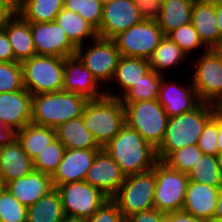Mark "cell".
<instances>
[{
    "instance_id": "cell-1",
    "label": "cell",
    "mask_w": 222,
    "mask_h": 222,
    "mask_svg": "<svg viewBox=\"0 0 222 222\" xmlns=\"http://www.w3.org/2000/svg\"><path fill=\"white\" fill-rule=\"evenodd\" d=\"M103 148L125 176L152 170L158 162L156 149L127 124Z\"/></svg>"
},
{
    "instance_id": "cell-2",
    "label": "cell",
    "mask_w": 222,
    "mask_h": 222,
    "mask_svg": "<svg viewBox=\"0 0 222 222\" xmlns=\"http://www.w3.org/2000/svg\"><path fill=\"white\" fill-rule=\"evenodd\" d=\"M214 114V104L201 102L190 112L168 118L163 142L156 149L158 161L180 148L197 144L206 122Z\"/></svg>"
},
{
    "instance_id": "cell-3",
    "label": "cell",
    "mask_w": 222,
    "mask_h": 222,
    "mask_svg": "<svg viewBox=\"0 0 222 222\" xmlns=\"http://www.w3.org/2000/svg\"><path fill=\"white\" fill-rule=\"evenodd\" d=\"M87 101L82 95L64 90L33 95L31 123L55 129L82 116Z\"/></svg>"
},
{
    "instance_id": "cell-4",
    "label": "cell",
    "mask_w": 222,
    "mask_h": 222,
    "mask_svg": "<svg viewBox=\"0 0 222 222\" xmlns=\"http://www.w3.org/2000/svg\"><path fill=\"white\" fill-rule=\"evenodd\" d=\"M84 127L103 148L126 124L125 109L118 98L105 95L88 100L82 113Z\"/></svg>"
},
{
    "instance_id": "cell-5",
    "label": "cell",
    "mask_w": 222,
    "mask_h": 222,
    "mask_svg": "<svg viewBox=\"0 0 222 222\" xmlns=\"http://www.w3.org/2000/svg\"><path fill=\"white\" fill-rule=\"evenodd\" d=\"M126 124L157 149L163 142L168 116L158 99L122 102Z\"/></svg>"
},
{
    "instance_id": "cell-6",
    "label": "cell",
    "mask_w": 222,
    "mask_h": 222,
    "mask_svg": "<svg viewBox=\"0 0 222 222\" xmlns=\"http://www.w3.org/2000/svg\"><path fill=\"white\" fill-rule=\"evenodd\" d=\"M21 65L24 88L32 95L63 90L65 58L34 55Z\"/></svg>"
},
{
    "instance_id": "cell-7",
    "label": "cell",
    "mask_w": 222,
    "mask_h": 222,
    "mask_svg": "<svg viewBox=\"0 0 222 222\" xmlns=\"http://www.w3.org/2000/svg\"><path fill=\"white\" fill-rule=\"evenodd\" d=\"M156 186L155 171L125 176L117 194L112 198L124 216L154 208V192Z\"/></svg>"
},
{
    "instance_id": "cell-8",
    "label": "cell",
    "mask_w": 222,
    "mask_h": 222,
    "mask_svg": "<svg viewBox=\"0 0 222 222\" xmlns=\"http://www.w3.org/2000/svg\"><path fill=\"white\" fill-rule=\"evenodd\" d=\"M163 37L164 34L155 18L148 15L140 23L121 32L112 40L115 42L120 56L148 60Z\"/></svg>"
},
{
    "instance_id": "cell-9",
    "label": "cell",
    "mask_w": 222,
    "mask_h": 222,
    "mask_svg": "<svg viewBox=\"0 0 222 222\" xmlns=\"http://www.w3.org/2000/svg\"><path fill=\"white\" fill-rule=\"evenodd\" d=\"M153 170L156 176L154 208L165 214L182 210L189 182L187 173L174 170L162 161H158Z\"/></svg>"
},
{
    "instance_id": "cell-10",
    "label": "cell",
    "mask_w": 222,
    "mask_h": 222,
    "mask_svg": "<svg viewBox=\"0 0 222 222\" xmlns=\"http://www.w3.org/2000/svg\"><path fill=\"white\" fill-rule=\"evenodd\" d=\"M193 61L192 85L201 102L215 104L222 97V56L206 50Z\"/></svg>"
},
{
    "instance_id": "cell-11",
    "label": "cell",
    "mask_w": 222,
    "mask_h": 222,
    "mask_svg": "<svg viewBox=\"0 0 222 222\" xmlns=\"http://www.w3.org/2000/svg\"><path fill=\"white\" fill-rule=\"evenodd\" d=\"M59 192L65 216L90 218L109 199L96 187L85 181L54 186Z\"/></svg>"
},
{
    "instance_id": "cell-12",
    "label": "cell",
    "mask_w": 222,
    "mask_h": 222,
    "mask_svg": "<svg viewBox=\"0 0 222 222\" xmlns=\"http://www.w3.org/2000/svg\"><path fill=\"white\" fill-rule=\"evenodd\" d=\"M91 43V46L87 48L85 44L77 47L76 55L99 83H108V81L111 83L118 65L120 52L112 39L97 37Z\"/></svg>"
},
{
    "instance_id": "cell-13",
    "label": "cell",
    "mask_w": 222,
    "mask_h": 222,
    "mask_svg": "<svg viewBox=\"0 0 222 222\" xmlns=\"http://www.w3.org/2000/svg\"><path fill=\"white\" fill-rule=\"evenodd\" d=\"M147 16L133 0H112L103 4V16L97 35L100 38L113 39Z\"/></svg>"
},
{
    "instance_id": "cell-14",
    "label": "cell",
    "mask_w": 222,
    "mask_h": 222,
    "mask_svg": "<svg viewBox=\"0 0 222 222\" xmlns=\"http://www.w3.org/2000/svg\"><path fill=\"white\" fill-rule=\"evenodd\" d=\"M37 55L67 58L76 55L77 47L55 21L30 23Z\"/></svg>"
},
{
    "instance_id": "cell-15",
    "label": "cell",
    "mask_w": 222,
    "mask_h": 222,
    "mask_svg": "<svg viewBox=\"0 0 222 222\" xmlns=\"http://www.w3.org/2000/svg\"><path fill=\"white\" fill-rule=\"evenodd\" d=\"M125 175L117 162L101 148L88 169L85 182L96 187L108 198H113L124 183Z\"/></svg>"
},
{
    "instance_id": "cell-16",
    "label": "cell",
    "mask_w": 222,
    "mask_h": 222,
    "mask_svg": "<svg viewBox=\"0 0 222 222\" xmlns=\"http://www.w3.org/2000/svg\"><path fill=\"white\" fill-rule=\"evenodd\" d=\"M99 84V81L85 67L77 55L65 58L64 91L74 92L86 97L88 100L99 99L106 95L105 91L101 92Z\"/></svg>"
},
{
    "instance_id": "cell-17",
    "label": "cell",
    "mask_w": 222,
    "mask_h": 222,
    "mask_svg": "<svg viewBox=\"0 0 222 222\" xmlns=\"http://www.w3.org/2000/svg\"><path fill=\"white\" fill-rule=\"evenodd\" d=\"M176 83L178 82L174 80L165 81L164 75L162 76L157 99L168 118L190 112L201 103L192 84L187 87Z\"/></svg>"
},
{
    "instance_id": "cell-18",
    "label": "cell",
    "mask_w": 222,
    "mask_h": 222,
    "mask_svg": "<svg viewBox=\"0 0 222 222\" xmlns=\"http://www.w3.org/2000/svg\"><path fill=\"white\" fill-rule=\"evenodd\" d=\"M32 97L27 89L0 93V119L15 132L31 123Z\"/></svg>"
},
{
    "instance_id": "cell-19",
    "label": "cell",
    "mask_w": 222,
    "mask_h": 222,
    "mask_svg": "<svg viewBox=\"0 0 222 222\" xmlns=\"http://www.w3.org/2000/svg\"><path fill=\"white\" fill-rule=\"evenodd\" d=\"M100 149H65L57 170L51 176L53 186L84 181Z\"/></svg>"
},
{
    "instance_id": "cell-20",
    "label": "cell",
    "mask_w": 222,
    "mask_h": 222,
    "mask_svg": "<svg viewBox=\"0 0 222 222\" xmlns=\"http://www.w3.org/2000/svg\"><path fill=\"white\" fill-rule=\"evenodd\" d=\"M221 189L189 181L182 210L203 221L212 219Z\"/></svg>"
},
{
    "instance_id": "cell-21",
    "label": "cell",
    "mask_w": 222,
    "mask_h": 222,
    "mask_svg": "<svg viewBox=\"0 0 222 222\" xmlns=\"http://www.w3.org/2000/svg\"><path fill=\"white\" fill-rule=\"evenodd\" d=\"M6 188L21 204L29 207L54 186L50 175L33 170L26 176L8 182Z\"/></svg>"
},
{
    "instance_id": "cell-22",
    "label": "cell",
    "mask_w": 222,
    "mask_h": 222,
    "mask_svg": "<svg viewBox=\"0 0 222 222\" xmlns=\"http://www.w3.org/2000/svg\"><path fill=\"white\" fill-rule=\"evenodd\" d=\"M33 170V160L23 150L16 138L9 144L0 147V176L5 184L26 176Z\"/></svg>"
},
{
    "instance_id": "cell-23",
    "label": "cell",
    "mask_w": 222,
    "mask_h": 222,
    "mask_svg": "<svg viewBox=\"0 0 222 222\" xmlns=\"http://www.w3.org/2000/svg\"><path fill=\"white\" fill-rule=\"evenodd\" d=\"M193 2L194 0H161L152 16L165 36L191 22Z\"/></svg>"
},
{
    "instance_id": "cell-24",
    "label": "cell",
    "mask_w": 222,
    "mask_h": 222,
    "mask_svg": "<svg viewBox=\"0 0 222 222\" xmlns=\"http://www.w3.org/2000/svg\"><path fill=\"white\" fill-rule=\"evenodd\" d=\"M150 70L151 67L147 59L120 56L111 82H116L122 91L119 94H115L108 89L105 90L106 95L121 99Z\"/></svg>"
},
{
    "instance_id": "cell-25",
    "label": "cell",
    "mask_w": 222,
    "mask_h": 222,
    "mask_svg": "<svg viewBox=\"0 0 222 222\" xmlns=\"http://www.w3.org/2000/svg\"><path fill=\"white\" fill-rule=\"evenodd\" d=\"M191 24L209 49L218 43L220 33L216 21L215 5L209 0H194Z\"/></svg>"
},
{
    "instance_id": "cell-26",
    "label": "cell",
    "mask_w": 222,
    "mask_h": 222,
    "mask_svg": "<svg viewBox=\"0 0 222 222\" xmlns=\"http://www.w3.org/2000/svg\"><path fill=\"white\" fill-rule=\"evenodd\" d=\"M4 31L14 52V61L22 63L36 54L30 23L19 14L14 15Z\"/></svg>"
},
{
    "instance_id": "cell-27",
    "label": "cell",
    "mask_w": 222,
    "mask_h": 222,
    "mask_svg": "<svg viewBox=\"0 0 222 222\" xmlns=\"http://www.w3.org/2000/svg\"><path fill=\"white\" fill-rule=\"evenodd\" d=\"M56 130V138L65 149H101L89 130L84 127L83 117L71 119Z\"/></svg>"
},
{
    "instance_id": "cell-28",
    "label": "cell",
    "mask_w": 222,
    "mask_h": 222,
    "mask_svg": "<svg viewBox=\"0 0 222 222\" xmlns=\"http://www.w3.org/2000/svg\"><path fill=\"white\" fill-rule=\"evenodd\" d=\"M55 22L62 27L71 42L76 46H82L86 38L95 40L97 30L79 14L62 8L55 18Z\"/></svg>"
},
{
    "instance_id": "cell-29",
    "label": "cell",
    "mask_w": 222,
    "mask_h": 222,
    "mask_svg": "<svg viewBox=\"0 0 222 222\" xmlns=\"http://www.w3.org/2000/svg\"><path fill=\"white\" fill-rule=\"evenodd\" d=\"M16 139L23 150L34 160L53 140L56 139V130L51 127L37 126L32 123L16 131Z\"/></svg>"
},
{
    "instance_id": "cell-30",
    "label": "cell",
    "mask_w": 222,
    "mask_h": 222,
    "mask_svg": "<svg viewBox=\"0 0 222 222\" xmlns=\"http://www.w3.org/2000/svg\"><path fill=\"white\" fill-rule=\"evenodd\" d=\"M65 217L56 188L28 207L27 222H62Z\"/></svg>"
},
{
    "instance_id": "cell-31",
    "label": "cell",
    "mask_w": 222,
    "mask_h": 222,
    "mask_svg": "<svg viewBox=\"0 0 222 222\" xmlns=\"http://www.w3.org/2000/svg\"><path fill=\"white\" fill-rule=\"evenodd\" d=\"M63 8V0H20L18 14L28 21L51 22Z\"/></svg>"
},
{
    "instance_id": "cell-32",
    "label": "cell",
    "mask_w": 222,
    "mask_h": 222,
    "mask_svg": "<svg viewBox=\"0 0 222 222\" xmlns=\"http://www.w3.org/2000/svg\"><path fill=\"white\" fill-rule=\"evenodd\" d=\"M186 58H188L187 54L168 36L164 35L148 61L151 70L164 75V70L177 66L183 60L185 61Z\"/></svg>"
},
{
    "instance_id": "cell-33",
    "label": "cell",
    "mask_w": 222,
    "mask_h": 222,
    "mask_svg": "<svg viewBox=\"0 0 222 222\" xmlns=\"http://www.w3.org/2000/svg\"><path fill=\"white\" fill-rule=\"evenodd\" d=\"M187 176L191 182L222 187V177L216 156L202 154L191 170L187 172Z\"/></svg>"
},
{
    "instance_id": "cell-34",
    "label": "cell",
    "mask_w": 222,
    "mask_h": 222,
    "mask_svg": "<svg viewBox=\"0 0 222 222\" xmlns=\"http://www.w3.org/2000/svg\"><path fill=\"white\" fill-rule=\"evenodd\" d=\"M162 76L158 72L150 70L120 100L122 102H138L157 99Z\"/></svg>"
},
{
    "instance_id": "cell-35",
    "label": "cell",
    "mask_w": 222,
    "mask_h": 222,
    "mask_svg": "<svg viewBox=\"0 0 222 222\" xmlns=\"http://www.w3.org/2000/svg\"><path fill=\"white\" fill-rule=\"evenodd\" d=\"M65 146L56 138L33 160L34 170L52 176L62 160Z\"/></svg>"
},
{
    "instance_id": "cell-36",
    "label": "cell",
    "mask_w": 222,
    "mask_h": 222,
    "mask_svg": "<svg viewBox=\"0 0 222 222\" xmlns=\"http://www.w3.org/2000/svg\"><path fill=\"white\" fill-rule=\"evenodd\" d=\"M202 154L198 145L194 144L171 152L162 162L174 170L187 173Z\"/></svg>"
},
{
    "instance_id": "cell-37",
    "label": "cell",
    "mask_w": 222,
    "mask_h": 222,
    "mask_svg": "<svg viewBox=\"0 0 222 222\" xmlns=\"http://www.w3.org/2000/svg\"><path fill=\"white\" fill-rule=\"evenodd\" d=\"M167 36L176 43L187 56L190 55L191 51H195L196 53L197 48L200 49L206 47L205 49L209 50V48L202 42L191 22L180 26L176 30L170 32Z\"/></svg>"
},
{
    "instance_id": "cell-38",
    "label": "cell",
    "mask_w": 222,
    "mask_h": 222,
    "mask_svg": "<svg viewBox=\"0 0 222 222\" xmlns=\"http://www.w3.org/2000/svg\"><path fill=\"white\" fill-rule=\"evenodd\" d=\"M27 210L28 207L5 188L0 195V222H27Z\"/></svg>"
},
{
    "instance_id": "cell-39",
    "label": "cell",
    "mask_w": 222,
    "mask_h": 222,
    "mask_svg": "<svg viewBox=\"0 0 222 222\" xmlns=\"http://www.w3.org/2000/svg\"><path fill=\"white\" fill-rule=\"evenodd\" d=\"M21 89H24L21 63L0 61V93Z\"/></svg>"
},
{
    "instance_id": "cell-40",
    "label": "cell",
    "mask_w": 222,
    "mask_h": 222,
    "mask_svg": "<svg viewBox=\"0 0 222 222\" xmlns=\"http://www.w3.org/2000/svg\"><path fill=\"white\" fill-rule=\"evenodd\" d=\"M218 116L214 114L205 124L198 140V147L203 154L217 156Z\"/></svg>"
},
{
    "instance_id": "cell-41",
    "label": "cell",
    "mask_w": 222,
    "mask_h": 222,
    "mask_svg": "<svg viewBox=\"0 0 222 222\" xmlns=\"http://www.w3.org/2000/svg\"><path fill=\"white\" fill-rule=\"evenodd\" d=\"M87 222H125V218L118 204L109 198L87 219Z\"/></svg>"
},
{
    "instance_id": "cell-42",
    "label": "cell",
    "mask_w": 222,
    "mask_h": 222,
    "mask_svg": "<svg viewBox=\"0 0 222 222\" xmlns=\"http://www.w3.org/2000/svg\"><path fill=\"white\" fill-rule=\"evenodd\" d=\"M79 15L98 30L103 16V3L100 0H83L82 14Z\"/></svg>"
},
{
    "instance_id": "cell-43",
    "label": "cell",
    "mask_w": 222,
    "mask_h": 222,
    "mask_svg": "<svg viewBox=\"0 0 222 222\" xmlns=\"http://www.w3.org/2000/svg\"><path fill=\"white\" fill-rule=\"evenodd\" d=\"M166 215L167 214L164 212L152 208L132 214L131 216L125 218V222H162Z\"/></svg>"
},
{
    "instance_id": "cell-44",
    "label": "cell",
    "mask_w": 222,
    "mask_h": 222,
    "mask_svg": "<svg viewBox=\"0 0 222 222\" xmlns=\"http://www.w3.org/2000/svg\"><path fill=\"white\" fill-rule=\"evenodd\" d=\"M0 61H14V52L5 31H0Z\"/></svg>"
},
{
    "instance_id": "cell-45",
    "label": "cell",
    "mask_w": 222,
    "mask_h": 222,
    "mask_svg": "<svg viewBox=\"0 0 222 222\" xmlns=\"http://www.w3.org/2000/svg\"><path fill=\"white\" fill-rule=\"evenodd\" d=\"M167 216L173 221V222H205L201 219H198L194 217L193 215L189 214L188 212L184 210H179L176 212H170L167 214Z\"/></svg>"
},
{
    "instance_id": "cell-46",
    "label": "cell",
    "mask_w": 222,
    "mask_h": 222,
    "mask_svg": "<svg viewBox=\"0 0 222 222\" xmlns=\"http://www.w3.org/2000/svg\"><path fill=\"white\" fill-rule=\"evenodd\" d=\"M16 138V132L6 126L0 119V147L9 144L12 140Z\"/></svg>"
},
{
    "instance_id": "cell-47",
    "label": "cell",
    "mask_w": 222,
    "mask_h": 222,
    "mask_svg": "<svg viewBox=\"0 0 222 222\" xmlns=\"http://www.w3.org/2000/svg\"><path fill=\"white\" fill-rule=\"evenodd\" d=\"M133 1H135L148 15H152L161 2V0H133Z\"/></svg>"
},
{
    "instance_id": "cell-48",
    "label": "cell",
    "mask_w": 222,
    "mask_h": 222,
    "mask_svg": "<svg viewBox=\"0 0 222 222\" xmlns=\"http://www.w3.org/2000/svg\"><path fill=\"white\" fill-rule=\"evenodd\" d=\"M83 0H63V8L77 14H82Z\"/></svg>"
},
{
    "instance_id": "cell-49",
    "label": "cell",
    "mask_w": 222,
    "mask_h": 222,
    "mask_svg": "<svg viewBox=\"0 0 222 222\" xmlns=\"http://www.w3.org/2000/svg\"><path fill=\"white\" fill-rule=\"evenodd\" d=\"M13 16L14 15L6 7L0 5V31L4 30Z\"/></svg>"
},
{
    "instance_id": "cell-50",
    "label": "cell",
    "mask_w": 222,
    "mask_h": 222,
    "mask_svg": "<svg viewBox=\"0 0 222 222\" xmlns=\"http://www.w3.org/2000/svg\"><path fill=\"white\" fill-rule=\"evenodd\" d=\"M20 0H0V5L6 7L13 15L19 12Z\"/></svg>"
},
{
    "instance_id": "cell-51",
    "label": "cell",
    "mask_w": 222,
    "mask_h": 222,
    "mask_svg": "<svg viewBox=\"0 0 222 222\" xmlns=\"http://www.w3.org/2000/svg\"><path fill=\"white\" fill-rule=\"evenodd\" d=\"M215 15L220 37H222V6H215Z\"/></svg>"
},
{
    "instance_id": "cell-52",
    "label": "cell",
    "mask_w": 222,
    "mask_h": 222,
    "mask_svg": "<svg viewBox=\"0 0 222 222\" xmlns=\"http://www.w3.org/2000/svg\"><path fill=\"white\" fill-rule=\"evenodd\" d=\"M218 139H217V147L218 153L222 152V119L218 116Z\"/></svg>"
},
{
    "instance_id": "cell-53",
    "label": "cell",
    "mask_w": 222,
    "mask_h": 222,
    "mask_svg": "<svg viewBox=\"0 0 222 222\" xmlns=\"http://www.w3.org/2000/svg\"><path fill=\"white\" fill-rule=\"evenodd\" d=\"M215 218L222 219V189L219 194V198L217 201L216 211L214 214Z\"/></svg>"
},
{
    "instance_id": "cell-54",
    "label": "cell",
    "mask_w": 222,
    "mask_h": 222,
    "mask_svg": "<svg viewBox=\"0 0 222 222\" xmlns=\"http://www.w3.org/2000/svg\"><path fill=\"white\" fill-rule=\"evenodd\" d=\"M215 114L222 119V97L214 104Z\"/></svg>"
},
{
    "instance_id": "cell-55",
    "label": "cell",
    "mask_w": 222,
    "mask_h": 222,
    "mask_svg": "<svg viewBox=\"0 0 222 222\" xmlns=\"http://www.w3.org/2000/svg\"><path fill=\"white\" fill-rule=\"evenodd\" d=\"M62 222H87V219H85V218H75V217L65 216V217L63 218Z\"/></svg>"
},
{
    "instance_id": "cell-56",
    "label": "cell",
    "mask_w": 222,
    "mask_h": 222,
    "mask_svg": "<svg viewBox=\"0 0 222 222\" xmlns=\"http://www.w3.org/2000/svg\"><path fill=\"white\" fill-rule=\"evenodd\" d=\"M218 55L222 56V37H220L218 43L212 48Z\"/></svg>"
},
{
    "instance_id": "cell-57",
    "label": "cell",
    "mask_w": 222,
    "mask_h": 222,
    "mask_svg": "<svg viewBox=\"0 0 222 222\" xmlns=\"http://www.w3.org/2000/svg\"><path fill=\"white\" fill-rule=\"evenodd\" d=\"M216 158H217L218 168H219V171H220V174H221V177H222V152L218 153Z\"/></svg>"
},
{
    "instance_id": "cell-58",
    "label": "cell",
    "mask_w": 222,
    "mask_h": 222,
    "mask_svg": "<svg viewBox=\"0 0 222 222\" xmlns=\"http://www.w3.org/2000/svg\"><path fill=\"white\" fill-rule=\"evenodd\" d=\"M5 188H6V184L3 180V178L0 176V195L5 190Z\"/></svg>"
},
{
    "instance_id": "cell-59",
    "label": "cell",
    "mask_w": 222,
    "mask_h": 222,
    "mask_svg": "<svg viewBox=\"0 0 222 222\" xmlns=\"http://www.w3.org/2000/svg\"><path fill=\"white\" fill-rule=\"evenodd\" d=\"M215 6H222V0H209Z\"/></svg>"
},
{
    "instance_id": "cell-60",
    "label": "cell",
    "mask_w": 222,
    "mask_h": 222,
    "mask_svg": "<svg viewBox=\"0 0 222 222\" xmlns=\"http://www.w3.org/2000/svg\"><path fill=\"white\" fill-rule=\"evenodd\" d=\"M205 222H222V219H218V218L213 217L212 219L207 220Z\"/></svg>"
},
{
    "instance_id": "cell-61",
    "label": "cell",
    "mask_w": 222,
    "mask_h": 222,
    "mask_svg": "<svg viewBox=\"0 0 222 222\" xmlns=\"http://www.w3.org/2000/svg\"><path fill=\"white\" fill-rule=\"evenodd\" d=\"M162 222H173L167 215L163 218Z\"/></svg>"
},
{
    "instance_id": "cell-62",
    "label": "cell",
    "mask_w": 222,
    "mask_h": 222,
    "mask_svg": "<svg viewBox=\"0 0 222 222\" xmlns=\"http://www.w3.org/2000/svg\"><path fill=\"white\" fill-rule=\"evenodd\" d=\"M103 4L111 2L112 0H100Z\"/></svg>"
}]
</instances>
